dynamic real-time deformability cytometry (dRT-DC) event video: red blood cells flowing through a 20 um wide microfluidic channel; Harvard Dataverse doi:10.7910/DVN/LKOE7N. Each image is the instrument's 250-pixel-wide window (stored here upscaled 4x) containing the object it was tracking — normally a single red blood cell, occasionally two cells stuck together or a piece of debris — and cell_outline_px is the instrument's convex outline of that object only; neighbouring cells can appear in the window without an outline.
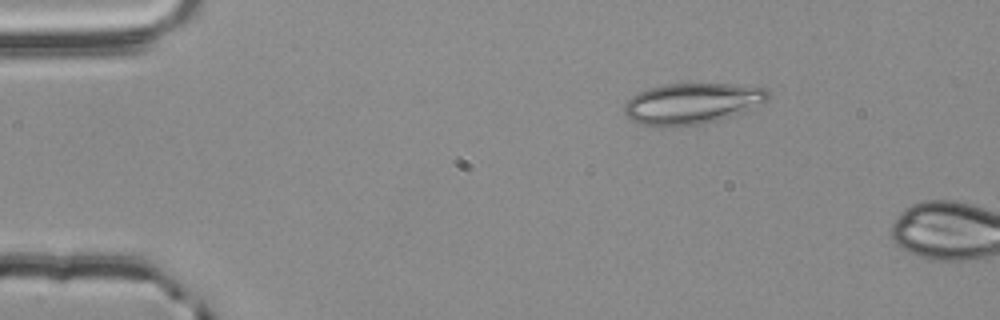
{"species": "common noctule bat (a hibernating species)", "species_latin": "Nyctalus noctula", "temperature_condition": "room temperature", "stored_images_in_passage": 4, "camera_frame_rate_fps": 3000, "um_per_image_px": 0.085, "animal": {"sex": "male", "body_mass_g": 20.4}, "frame": {"image": 1, "passage_image": 1, "time_ms": 0.0, "image_size_px": [1000, 320], "cell_outline_px": [[768, 100], [720, 120], [704, 124], [664, 128], [660, 128], [636, 124], [628, 120], [624, 112], [624, 104], [636, 92], [648, 88], [664, 84], [728, 84], [764, 88], [768, 92]], "centroid_in_image_um": [58.69, 8.83], "position_along_channel_um": 26.3, "area_um2": 34.56}}